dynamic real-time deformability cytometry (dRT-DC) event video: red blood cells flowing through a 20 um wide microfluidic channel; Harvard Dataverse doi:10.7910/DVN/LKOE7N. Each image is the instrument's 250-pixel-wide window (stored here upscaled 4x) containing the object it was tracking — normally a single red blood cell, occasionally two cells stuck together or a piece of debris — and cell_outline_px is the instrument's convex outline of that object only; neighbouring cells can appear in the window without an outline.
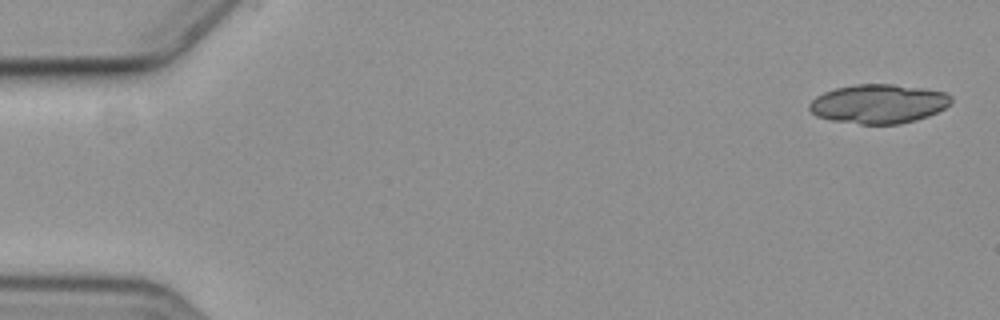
{"species": "common noctule bat (a hibernating species)", "species_latin": "Nyctalus noctula", "temperature_condition": "cold", "stored_images_in_passage": 20, "camera_frame_rate_fps": 3000, "um_per_image_px": 0.085, "animal": {"sex": "female", "body_mass_g": 19.3, "forearm_length_mm": 54.1}, "frame": {"image": 1, "passage_image": 2, "time_ms": 0.333, "image_size_px": [1000, 320], "cell_outline_px": [[952, 100], [944, 108], [928, 116], [916, 120], [900, 124], [860, 124], [832, 120], [816, 116], [808, 108], [808, 104], [816, 96], [824, 92], [836, 88], [852, 84], [892, 84], [924, 88], [944, 92], [952, 96]], "centroid_in_image_um": [74.66, 8.82], "position_along_channel_um": 10.3, "area_um2": 32.37}}